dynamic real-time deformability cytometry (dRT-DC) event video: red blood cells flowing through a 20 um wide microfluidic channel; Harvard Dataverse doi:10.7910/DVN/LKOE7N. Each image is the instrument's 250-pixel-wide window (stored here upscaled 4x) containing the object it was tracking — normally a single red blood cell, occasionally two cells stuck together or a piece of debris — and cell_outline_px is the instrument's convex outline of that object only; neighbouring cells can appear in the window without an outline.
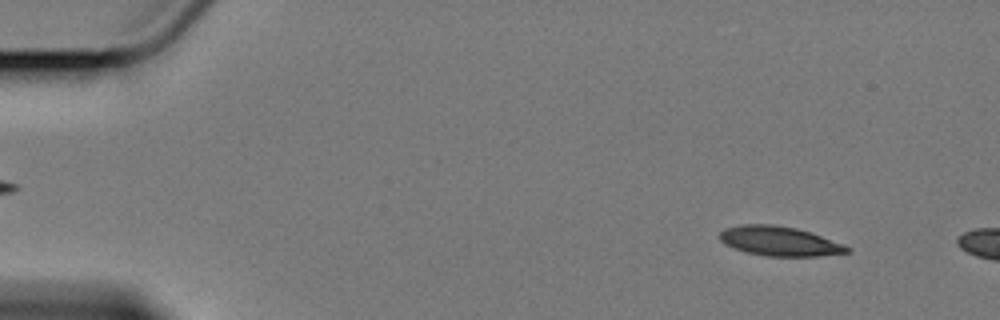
{"species": "Egyptian fruit bat (a non-hibernating species)", "species_latin": "Rousettus aegyptiacus", "temperature_condition": "cold", "stored_images_in_passage": 3, "camera_frame_rate_fps": 3000, "um_per_image_px": 0.085, "animal": {"sex": "female"}, "frame": {"image": 1, "passage_image": 1, "time_ms": 0.0, "image_size_px": [1000, 320], "cell_outline_px": [[852, 252], [820, 256], [768, 256], [748, 252], [724, 244], [720, 240], [720, 232], [724, 228], [740, 224], [772, 224], [796, 228], [844, 244], [852, 248]], "centroid_in_image_um": [66.27, 20.49], "position_along_channel_um": 18.7, "area_um2": 21.79}}